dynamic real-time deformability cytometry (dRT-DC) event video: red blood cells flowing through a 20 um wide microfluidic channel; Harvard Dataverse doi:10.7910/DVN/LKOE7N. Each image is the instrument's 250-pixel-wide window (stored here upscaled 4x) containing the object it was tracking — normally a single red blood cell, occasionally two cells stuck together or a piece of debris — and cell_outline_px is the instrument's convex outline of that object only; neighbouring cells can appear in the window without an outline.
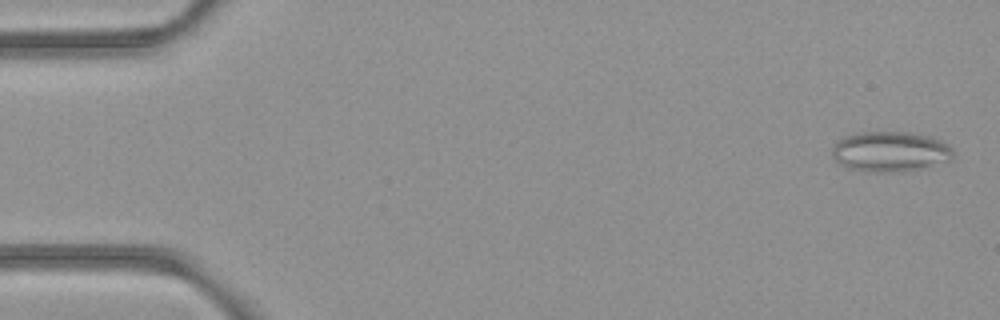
{"species": "common noctule bat (a hibernating species)", "species_latin": "Nyctalus noctula", "temperature_condition": "room temperature", "stored_images_in_passage": 5, "camera_frame_rate_fps": 3000, "um_per_image_px": 0.085, "animal": {"sex": "female", "body_mass_g": 21.9}, "frame": {"image": 1, "passage_image": 1, "time_ms": 0.0, "image_size_px": [1000, 320], "cell_outline_px": [[952, 160], [916, 168], [892, 172], [872, 172], [848, 168], [840, 164], [832, 156], [832, 148], [836, 140], [844, 136], [856, 132], [904, 132], [928, 136], [940, 140], [948, 144], [952, 148]], "centroid_in_image_um": [75.61, 12.87], "position_along_channel_um": 9.4, "area_um2": 28.15}}
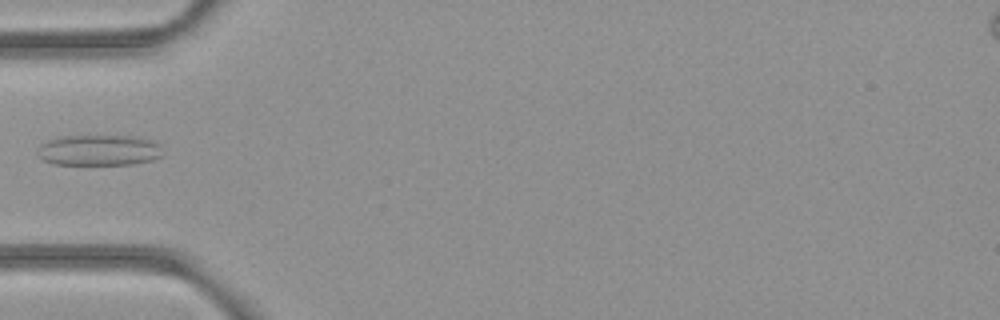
{"frame": {"image": 2, "passage_image": 5, "time_ms": 1.333, "image_size_px": [1000, 320], "cell_outline_px": [[164, 156], [152, 160], [132, 164], [52, 164], [44, 160], [40, 156], [40, 144], [56, 136], [136, 136], [152, 140], [160, 144]], "centroid_in_image_um": [8.47, 12.76], "position_along_channel_um": 76.5, "area_um2": 22.54}}